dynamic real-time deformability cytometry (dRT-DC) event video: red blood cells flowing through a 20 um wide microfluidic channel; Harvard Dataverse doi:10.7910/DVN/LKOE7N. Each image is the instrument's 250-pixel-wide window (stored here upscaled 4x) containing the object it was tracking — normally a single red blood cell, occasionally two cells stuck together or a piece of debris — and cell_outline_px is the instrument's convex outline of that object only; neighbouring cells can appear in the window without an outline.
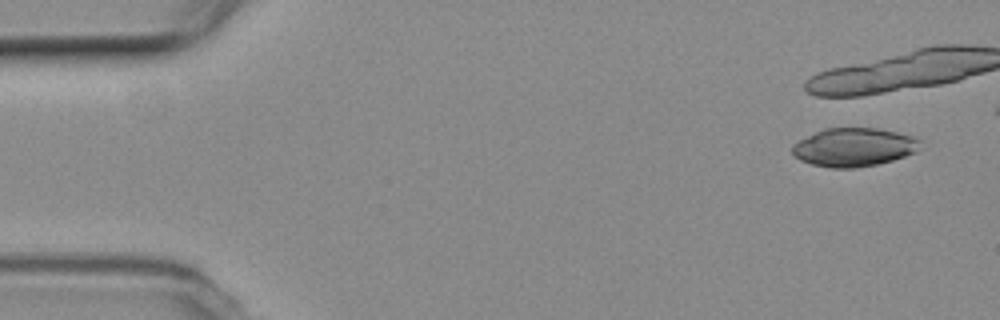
{"species": "common noctule bat (a hibernating species)", "species_latin": "Nyctalus noctula", "temperature_condition": "room temperature", "stored_images_in_passage": 4, "camera_frame_rate_fps": 3000, "um_per_image_px": 0.085, "animal": {"sex": "female", "body_mass_g": 19.3, "forearm_length_mm": 54.1}, "frame": {"image": 1, "passage_image": 1, "time_ms": 0.0, "image_size_px": [1000, 320], "cell_outline_px": [[920, 140], [916, 152], [892, 160], [876, 164], [856, 168], [832, 168], [812, 164], [800, 160], [792, 152], [792, 144], [824, 128], [876, 128], [896, 132], [912, 136]], "centroid_in_image_um": [72.56, 12.51], "position_along_channel_um": 12.4, "area_um2": 28.38}}